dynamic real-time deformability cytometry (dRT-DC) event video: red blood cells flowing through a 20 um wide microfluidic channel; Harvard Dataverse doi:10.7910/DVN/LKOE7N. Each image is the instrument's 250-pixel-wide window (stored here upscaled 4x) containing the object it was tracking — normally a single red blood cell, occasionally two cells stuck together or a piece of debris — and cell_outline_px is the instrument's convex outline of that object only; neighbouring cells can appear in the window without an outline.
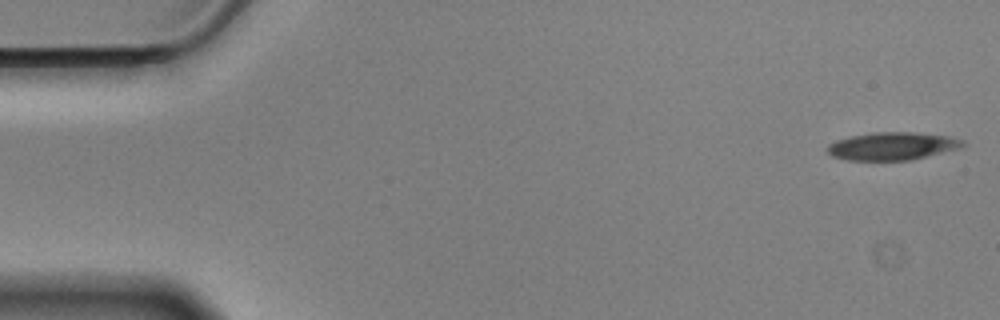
{"species": "Egyptian fruit bat (a non-hibernating species)", "species_latin": "Rousettus aegyptiacus", "temperature_condition": "cold", "stored_images_in_passage": 56, "camera_frame_rate_fps": 3000, "um_per_image_px": 0.085, "animal": {"sex": "male"}, "frame": {"image": 1, "passage_image": 1, "time_ms": 0.0, "image_size_px": [1000, 320], "cell_outline_px": [[964, 144], [956, 148], [912, 160], [848, 160], [832, 156], [828, 152], [828, 144], [836, 140], [852, 136], [872, 132], [912, 132], [948, 136], [964, 140]], "centroid_in_image_um": [75.8, 12.41], "position_along_channel_um": 9.2, "area_um2": 21.62}}
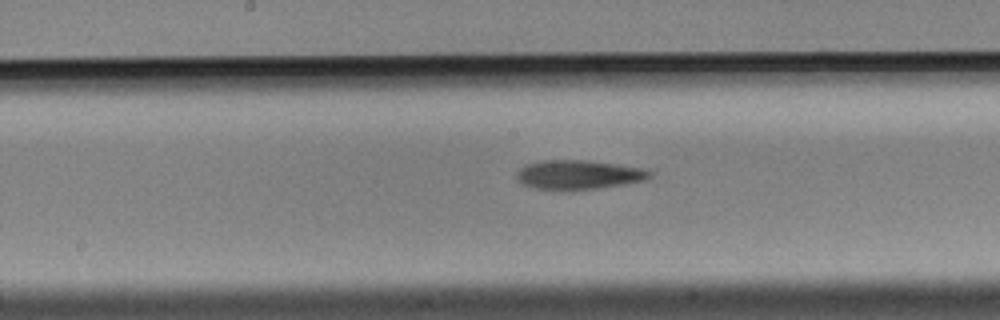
{"frame": {"image": 2, "passage_image": 28, "time_ms": 9.0, "image_size_px": [1000, 320], "cell_outline_px": [[652, 176], [644, 180], [624, 184], [596, 188], [536, 188], [524, 184], [516, 180], [516, 172], [524, 164], [544, 160], [584, 160], [616, 164], [644, 168], [652, 172]], "centroid_in_image_um": [49.17, 14.82], "position_along_channel_um": 199.0, "area_um2": 22.14}}
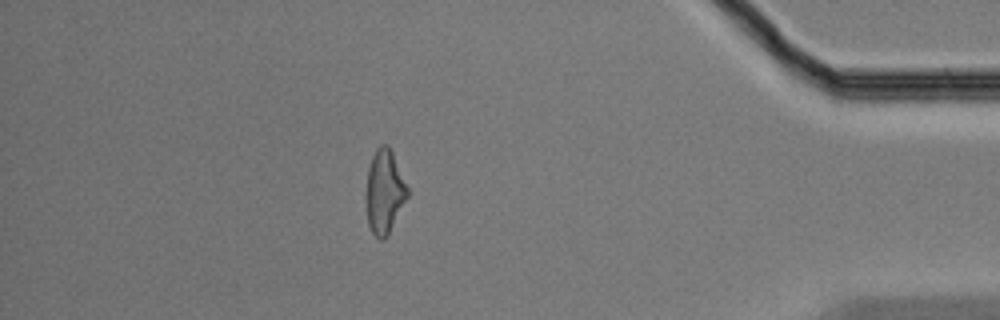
{"frame": {"image": 3, "passage_image": 49, "time_ms": 16.0, "image_size_px": [1000, 320], "cell_outline_px": [[408, 196], [384, 240], [380, 240], [372, 232], [368, 224], [368, 168], [372, 156], [376, 148], [380, 144], [388, 144], [392, 152], [408, 188]], "centroid_in_image_um": [32.7, 16.25], "position_along_channel_um": 402.5, "area_um2": 19.42}, "authors_computed_cell_mechanics": {"area_um2": 22.1663, "velocity_mm_per_s": 3.5111, "shape_relaxation_time_tau1_ms": 7.4164, "shape_relaxation_time_tau2_ms": null, "deformation_change_tau1": 0.1959, "deformation_change_tau2": null}}